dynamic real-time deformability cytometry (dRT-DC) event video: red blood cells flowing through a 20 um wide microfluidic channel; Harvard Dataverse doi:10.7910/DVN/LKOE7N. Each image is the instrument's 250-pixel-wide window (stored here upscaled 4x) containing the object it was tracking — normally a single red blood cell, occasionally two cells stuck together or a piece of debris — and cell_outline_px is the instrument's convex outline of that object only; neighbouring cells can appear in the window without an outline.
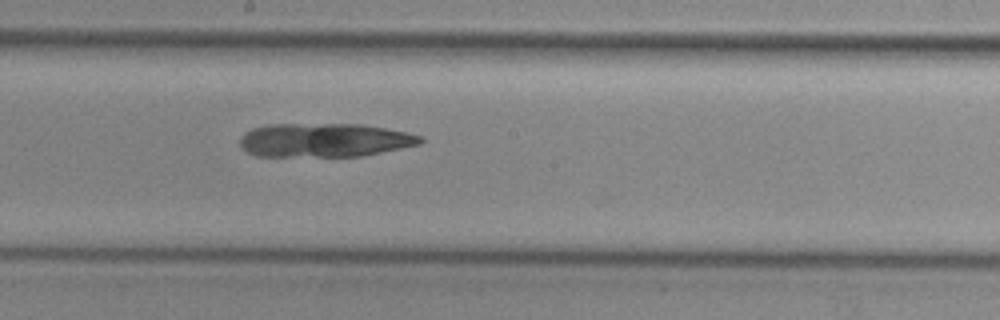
{"species": "common noctule bat (a hibernating species)", "species_latin": "Nyctalus noctula", "temperature_condition": "cold", "stored_images_in_passage": 29, "camera_frame_rate_fps": 3000, "um_per_image_px": 0.085, "animal": {"sex": "female", "body_mass_g": 29.2, "forearm_length_mm": 56.3}, "frame": {"image": 1, "passage_image": 14, "time_ms": 4.333, "image_size_px": [1000, 320], "cell_outline_px": [[424, 140], [420, 144], [364, 156], [256, 156], [248, 152], [240, 144], [240, 136], [244, 132], [252, 128], [268, 124], [360, 124], [384, 128], [404, 132], [420, 136]], "centroid_in_image_um": [27.55, 11.91], "position_along_channel_um": 220.7, "area_um2": 35.49}}
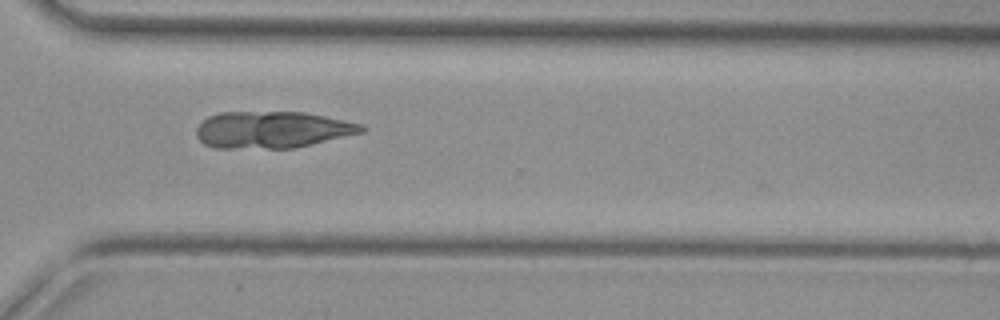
{"frame": {"image": 2, "passage_image": 24, "time_ms": 7.667, "image_size_px": [1000, 320], "cell_outline_px": [[368, 128], [364, 132], [296, 148], [216, 148], [204, 144], [196, 136], [196, 128], [208, 116], [220, 112], [304, 112], [344, 120], [360, 124]], "centroid_in_image_um": [23.14, 11.03], "position_along_channel_um": 347.5, "area_um2": 35.49}}